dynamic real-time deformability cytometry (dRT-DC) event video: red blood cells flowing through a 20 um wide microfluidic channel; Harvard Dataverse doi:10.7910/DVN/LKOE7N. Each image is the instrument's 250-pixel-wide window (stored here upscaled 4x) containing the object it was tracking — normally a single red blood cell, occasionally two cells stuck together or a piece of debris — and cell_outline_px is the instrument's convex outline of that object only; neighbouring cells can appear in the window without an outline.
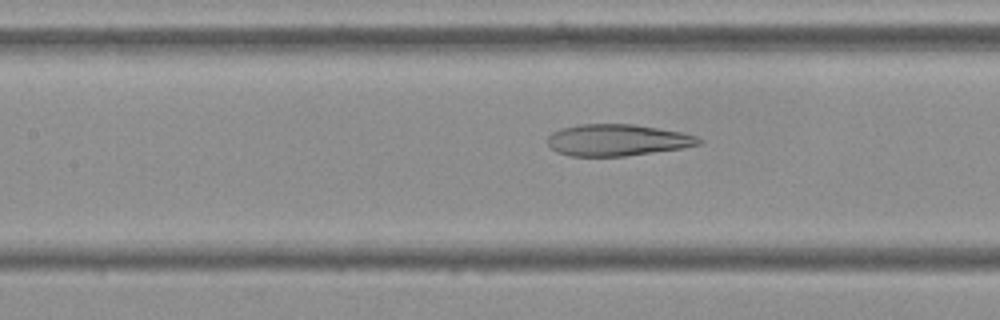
{"species": "Egyptian fruit bat (a non-hibernating species)", "species_latin": "Rousettus aegyptiacus", "temperature_condition": "cold", "stored_images_in_passage": 49, "camera_frame_rate_fps": 3000, "um_per_image_px": 0.085, "frame": {"image": 1, "passage_image": 20, "time_ms": 6.333, "image_size_px": [1000, 320], "cell_outline_px": [[704, 140], [700, 144], [680, 148], [624, 156], [572, 156], [556, 152], [548, 144], [548, 136], [552, 132], [560, 128], [580, 124], [632, 124], [680, 132], [696, 136]], "centroid_in_image_um": [52.43, 11.9], "position_along_channel_um": 155.0, "area_um2": 27.63}}
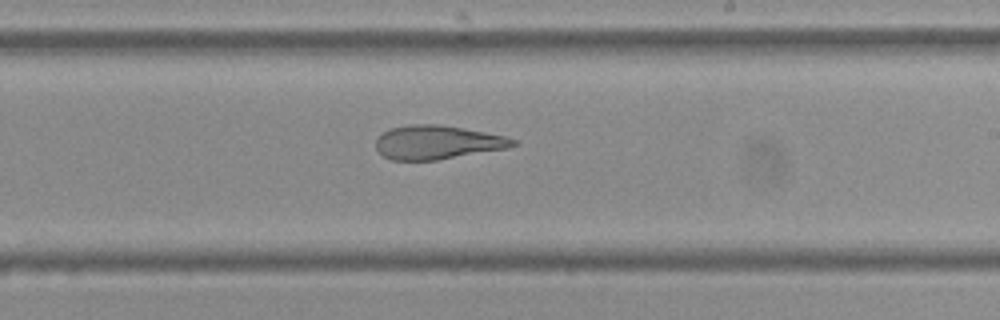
{"frame": {"image": 2, "passage_image": 28, "time_ms": 9.0, "image_size_px": [1000, 320], "cell_outline_px": [[520, 144], [508, 148], [436, 160], [392, 160], [384, 156], [376, 148], [376, 140], [388, 128], [412, 124], [440, 124], [484, 132], [504, 136], [516, 140]], "centroid_in_image_um": [37.18, 12.09], "position_along_channel_um": 251.8, "area_um2": 26.88}}
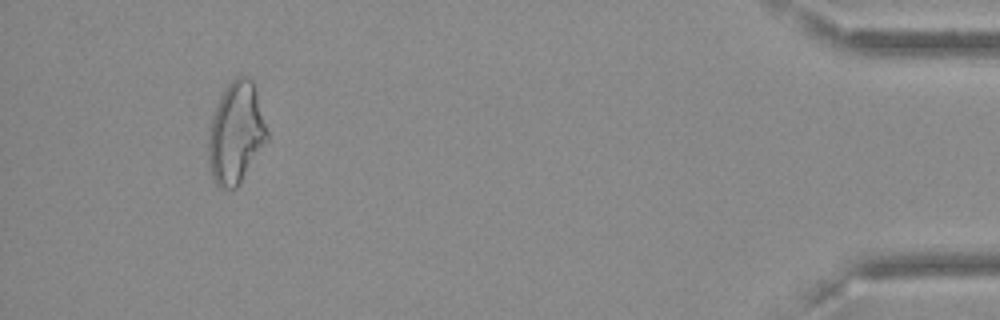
{"frame": {"image": 3, "passage_image": 47, "time_ms": 15.333, "image_size_px": [1000, 320], "cell_outline_px": [[268, 140], [236, 188], [220, 188], [216, 184], [212, 176], [208, 164], [208, 132], [212, 116], [220, 96], [228, 84], [236, 76], [248, 76], [252, 80], [256, 92], [268, 132]], "centroid_in_image_um": [20.04, 11.31], "position_along_channel_um": 415.2, "area_um2": 34.56}}